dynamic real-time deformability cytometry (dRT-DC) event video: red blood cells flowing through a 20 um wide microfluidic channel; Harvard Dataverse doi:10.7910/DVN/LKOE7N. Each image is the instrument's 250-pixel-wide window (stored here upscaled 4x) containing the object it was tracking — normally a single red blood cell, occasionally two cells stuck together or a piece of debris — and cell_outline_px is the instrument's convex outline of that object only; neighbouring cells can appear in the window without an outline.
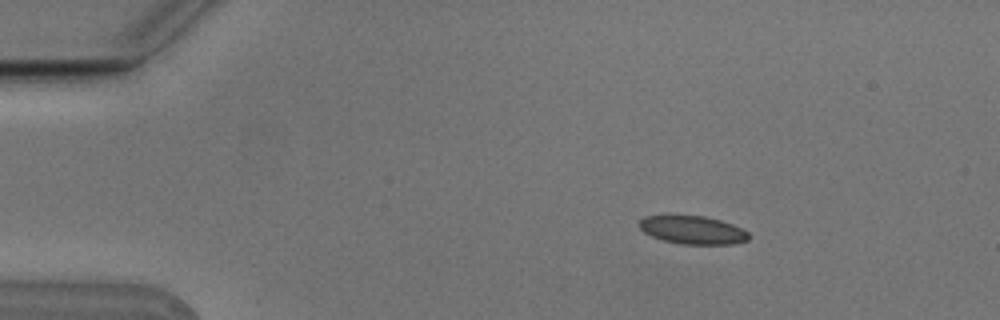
{"species": "Egyptian fruit bat (a non-hibernating species)", "species_latin": "Rousettus aegyptiacus", "temperature_condition": "cold", "stored_images_in_passage": 3, "camera_frame_rate_fps": 3000, "um_per_image_px": 0.085, "animal": {"sex": "male"}, "frame": {"image": 1, "passage_image": 1, "time_ms": 0.0, "image_size_px": [1000, 320], "cell_outline_px": [[748, 240], [732, 244], [680, 244], [664, 240], [652, 236], [644, 232], [640, 228], [640, 220], [644, 216], [704, 216], [720, 220], [732, 224], [748, 232]], "centroid_in_image_um": [58.88, 19.55], "position_along_channel_um": 26.1, "area_um2": 17.69}}